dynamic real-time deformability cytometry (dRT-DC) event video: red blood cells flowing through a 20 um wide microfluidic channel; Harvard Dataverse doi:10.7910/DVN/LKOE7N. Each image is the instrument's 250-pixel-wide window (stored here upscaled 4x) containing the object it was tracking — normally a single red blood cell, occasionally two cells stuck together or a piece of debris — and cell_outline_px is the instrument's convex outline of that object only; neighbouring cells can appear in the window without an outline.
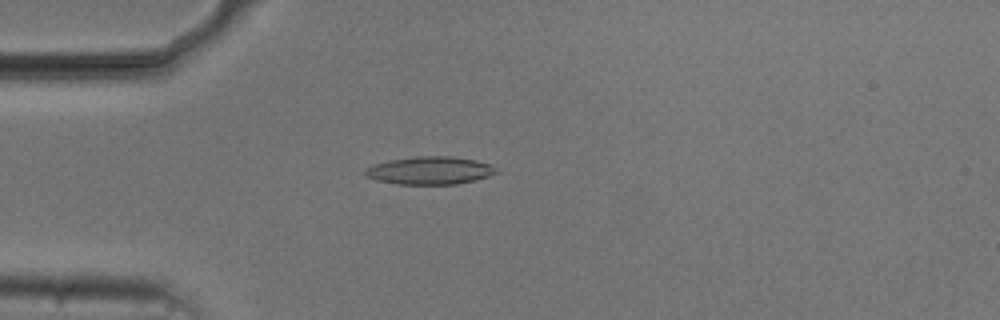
{"species": "common noctule bat (a hibernating species)", "species_latin": "Nyctalus noctula", "temperature_condition": "cold", "stored_images_in_passage": 52, "camera_frame_rate_fps": 3000, "um_per_image_px": 0.085, "animal": {"sex": "male", "body_mass_g": 20.5, "forearm_length_mm": 52.5}, "frame": {"image": 1, "passage_image": 13, "time_ms": 4.0, "image_size_px": [1000, 320], "cell_outline_px": [[496, 172], [488, 176], [456, 184], [396, 184], [376, 180], [364, 176], [364, 172], [368, 168], [376, 164], [392, 160], [416, 156], [452, 156], [476, 160], [492, 164], [496, 168]], "centroid_in_image_um": [36.54, 14.49], "position_along_channel_um": 48.5, "area_um2": 21.04}}
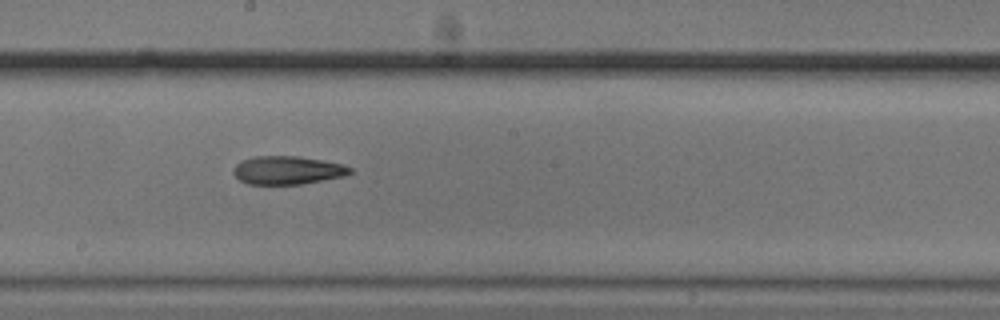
{"frame": {"image": 2, "passage_image": 28, "time_ms": 9.0, "image_size_px": [1000, 320], "cell_outline_px": [[352, 172], [344, 176], [324, 180], [300, 184], [248, 184], [240, 180], [232, 172], [232, 168], [240, 160], [252, 156], [296, 156], [324, 160], [344, 164], [352, 168]], "centroid_in_image_um": [24.42, 14.46], "position_along_channel_um": 223.8, "area_um2": 19.42}}
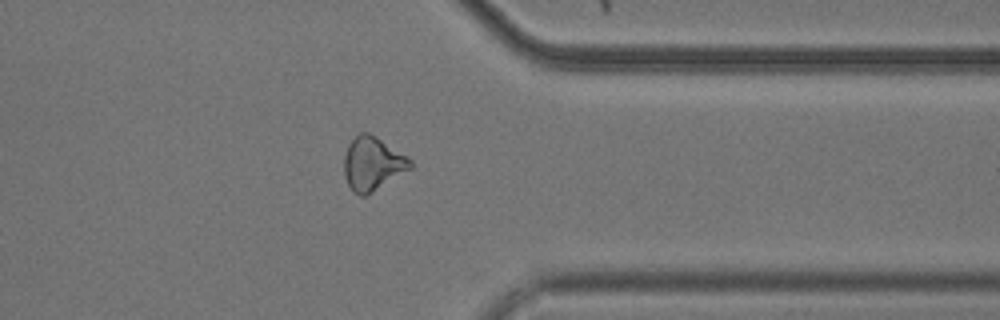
{"frame": {"image": 3, "passage_image": 41, "time_ms": 13.333, "image_size_px": [1000, 320], "cell_outline_px": [[412, 168], [372, 192], [364, 196], [360, 196], [352, 192], [344, 176], [344, 156], [348, 144], [360, 132], [368, 132], [376, 136], [408, 156], [412, 160]], "centroid_in_image_um": [31.66, 13.91], "position_along_channel_um": 379.7, "area_um2": 20.75}, "authors_computed_cell_mechanics": {"area_um2": 20.1433, "velocity_mm_per_s": 3.7571, "shape_relaxation_time_tau1_ms": null, "shape_relaxation_time_tau2_ms": 2.5504, "deformation_change_tau1": null, "deformation_change_tau2": 0.1107}}